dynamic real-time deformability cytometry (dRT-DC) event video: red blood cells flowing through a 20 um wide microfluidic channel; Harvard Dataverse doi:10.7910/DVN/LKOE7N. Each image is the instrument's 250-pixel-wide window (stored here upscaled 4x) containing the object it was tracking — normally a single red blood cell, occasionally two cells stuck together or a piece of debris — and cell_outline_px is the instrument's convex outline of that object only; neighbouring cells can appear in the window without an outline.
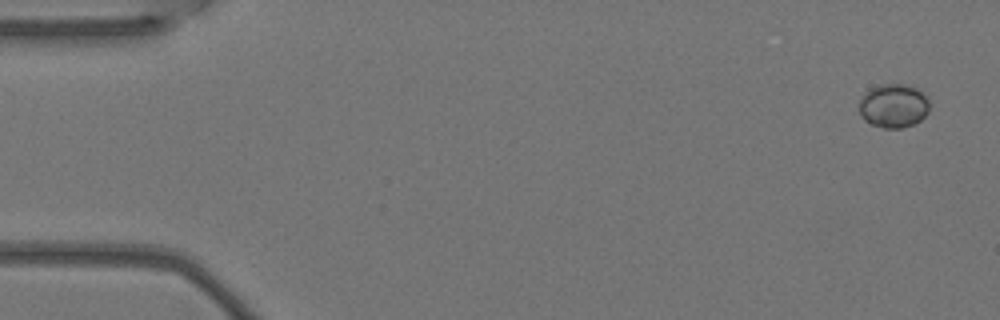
{"species": "Egyptian fruit bat (a non-hibernating species)", "species_latin": "Rousettus aegyptiacus", "temperature_condition": "warm", "stored_images_in_passage": 5, "camera_frame_rate_fps": 3000, "um_per_image_px": 0.085, "animal": {"sex": "female"}, "frame": {"image": 1, "passage_image": 1, "time_ms": 0.0, "image_size_px": [1000, 320], "cell_outline_px": [[928, 112], [920, 120], [904, 128], [884, 128], [872, 124], [864, 120], [860, 116], [860, 96], [868, 88], [880, 84], [904, 84], [916, 88], [928, 96]], "centroid_in_image_um": [75.92, 8.98], "position_along_channel_um": 9.1, "area_um2": 18.15}}
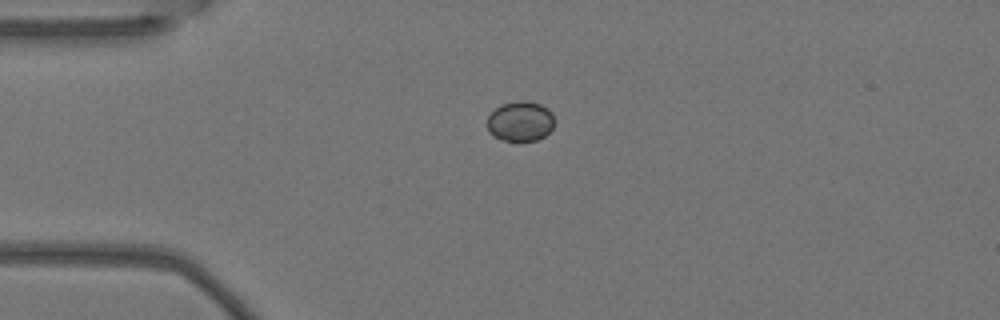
{"frame": {"image": 2, "passage_image": 4, "time_ms": 1.0, "image_size_px": [1000, 320], "cell_outline_px": [[552, 128], [544, 136], [536, 140], [500, 140], [488, 132], [488, 116], [496, 108], [504, 104], [516, 100], [524, 100], [540, 104], [548, 108], [552, 112]], "centroid_in_image_um": [44.21, 10.3], "position_along_channel_um": 40.8, "area_um2": 15.49}}